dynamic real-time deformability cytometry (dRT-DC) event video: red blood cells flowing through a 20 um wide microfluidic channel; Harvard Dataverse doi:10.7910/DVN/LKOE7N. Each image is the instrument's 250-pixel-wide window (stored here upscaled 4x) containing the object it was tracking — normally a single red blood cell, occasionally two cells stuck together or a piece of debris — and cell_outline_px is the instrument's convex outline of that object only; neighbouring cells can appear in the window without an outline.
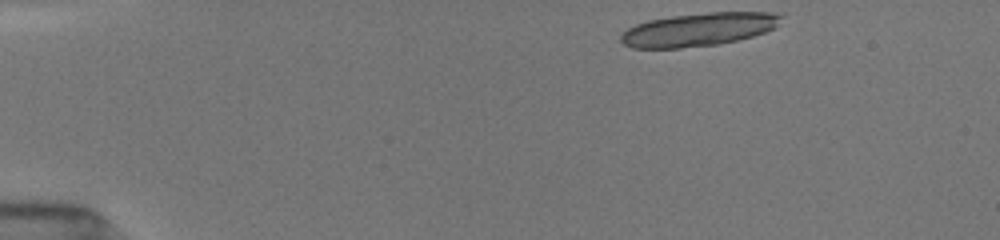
{"species": "common noctule bat (a hibernating species)", "species_latin": "Nyctalus noctula", "temperature_condition": "room temperature", "stored_images_in_passage": 13, "camera_frame_rate_fps": 3000, "um_per_image_px": 0.085, "animal": {"sex": "female", "body_mass_g": 19.5, "forearm_length_mm": 54.1}, "frame": {"image": 1, "passage_image": 1, "time_ms": 0.0, "image_size_px": [1000, 240], "cell_outline_px": [[784, 16], [776, 28], [752, 36], [736, 40], [716, 44], [680, 48], [632, 48], [624, 44], [620, 40], [620, 36], [628, 28], [636, 24], [648, 20], [672, 16], [708, 12], [772, 12]], "centroid_in_image_um": [59.39, 2.5], "position_along_channel_um": 25.6, "area_um2": 30.98}}
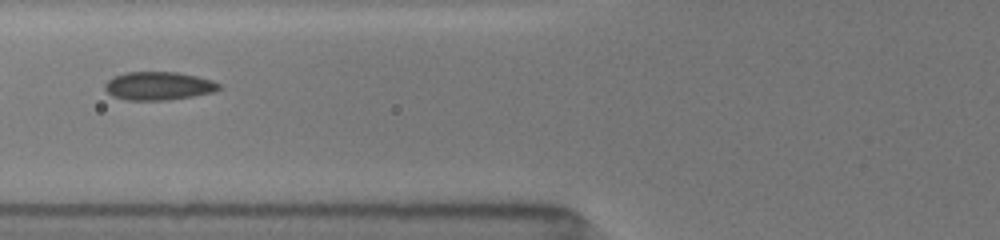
{"frame": {"image": 2, "passage_image": 10, "time_ms": 4.667, "image_size_px": [1000, 240], "cell_outline_px": [[220, 88], [212, 92], [192, 96], [164, 100], [128, 100], [112, 96], [104, 88], [104, 84], [112, 76], [124, 72], [176, 72], [196, 76], [212, 80], [220, 84]], "centroid_in_image_um": [13.43, 7.29], "position_along_channel_um": 112.4, "area_um2": 18.73}}
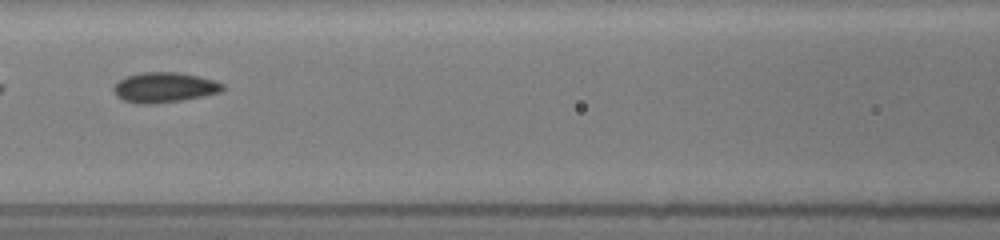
{"frame": {"image": 3, "passage_image": 12, "time_ms": 5.667, "image_size_px": [1000, 240], "cell_outline_px": [[224, 88], [220, 92], [204, 96], [184, 100], [152, 104], [136, 104], [124, 100], [116, 96], [112, 92], [112, 88], [124, 76], [140, 72], [180, 72], [200, 76], [216, 80], [224, 84]], "centroid_in_image_um": [13.96, 7.43], "position_along_channel_um": 152.6, "area_um2": 19.54}}